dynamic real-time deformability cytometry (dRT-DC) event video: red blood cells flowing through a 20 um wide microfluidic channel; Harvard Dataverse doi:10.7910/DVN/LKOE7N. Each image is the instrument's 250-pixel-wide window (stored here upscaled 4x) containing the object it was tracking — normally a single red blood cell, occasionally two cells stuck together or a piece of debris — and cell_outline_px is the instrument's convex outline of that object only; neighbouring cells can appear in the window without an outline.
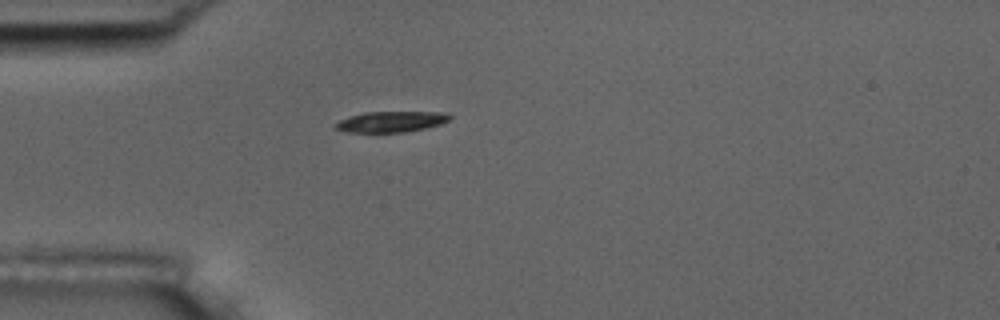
{"species": "common noctule bat (a hibernating species)", "species_latin": "Nyctalus noctula", "temperature_condition": "room temperature", "stored_images_in_passage": 2, "camera_frame_rate_fps": 3000, "um_per_image_px": 0.085, "animal": {"sex": "male", "body_mass_g": 17.5, "forearm_length_mm": 52.3}, "frame": {"image": 1, "passage_image": 1, "time_ms": 0.0, "image_size_px": [1000, 320], "cell_outline_px": [[452, 116], [448, 120], [440, 124], [424, 128], [404, 132], [348, 132], [332, 128], [332, 124], [340, 120], [364, 112], [448, 112]], "centroid_in_image_um": [33.21, 10.34], "position_along_channel_um": 51.8, "area_um2": 13.81}}